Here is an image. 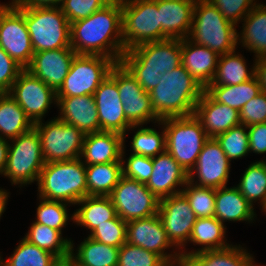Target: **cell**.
Wrapping results in <instances>:
<instances>
[{
    "instance_id": "1",
    "label": "cell",
    "mask_w": 266,
    "mask_h": 266,
    "mask_svg": "<svg viewBox=\"0 0 266 266\" xmlns=\"http://www.w3.org/2000/svg\"><path fill=\"white\" fill-rule=\"evenodd\" d=\"M71 48L77 54L101 55L121 62L122 38L121 0L109 2L86 19L70 23Z\"/></svg>"
},
{
    "instance_id": "2",
    "label": "cell",
    "mask_w": 266,
    "mask_h": 266,
    "mask_svg": "<svg viewBox=\"0 0 266 266\" xmlns=\"http://www.w3.org/2000/svg\"><path fill=\"white\" fill-rule=\"evenodd\" d=\"M204 88L182 66L161 75L160 83L149 92L152 108L161 120L194 115Z\"/></svg>"
},
{
    "instance_id": "3",
    "label": "cell",
    "mask_w": 266,
    "mask_h": 266,
    "mask_svg": "<svg viewBox=\"0 0 266 266\" xmlns=\"http://www.w3.org/2000/svg\"><path fill=\"white\" fill-rule=\"evenodd\" d=\"M36 184L38 197L75 206L87 196L86 165L80 158L45 163Z\"/></svg>"
},
{
    "instance_id": "4",
    "label": "cell",
    "mask_w": 266,
    "mask_h": 266,
    "mask_svg": "<svg viewBox=\"0 0 266 266\" xmlns=\"http://www.w3.org/2000/svg\"><path fill=\"white\" fill-rule=\"evenodd\" d=\"M236 25L225 19L208 0H196L188 39L218 55L237 50Z\"/></svg>"
},
{
    "instance_id": "5",
    "label": "cell",
    "mask_w": 266,
    "mask_h": 266,
    "mask_svg": "<svg viewBox=\"0 0 266 266\" xmlns=\"http://www.w3.org/2000/svg\"><path fill=\"white\" fill-rule=\"evenodd\" d=\"M156 126L165 129L166 150L189 173L208 136L195 115L161 119Z\"/></svg>"
},
{
    "instance_id": "6",
    "label": "cell",
    "mask_w": 266,
    "mask_h": 266,
    "mask_svg": "<svg viewBox=\"0 0 266 266\" xmlns=\"http://www.w3.org/2000/svg\"><path fill=\"white\" fill-rule=\"evenodd\" d=\"M25 23L35 53L71 47L70 23L60 7L25 8Z\"/></svg>"
},
{
    "instance_id": "7",
    "label": "cell",
    "mask_w": 266,
    "mask_h": 266,
    "mask_svg": "<svg viewBox=\"0 0 266 266\" xmlns=\"http://www.w3.org/2000/svg\"><path fill=\"white\" fill-rule=\"evenodd\" d=\"M12 143V144H11ZM45 164L41 140L33 127L9 141L8 158L3 172L12 185L23 187L38 181Z\"/></svg>"
},
{
    "instance_id": "8",
    "label": "cell",
    "mask_w": 266,
    "mask_h": 266,
    "mask_svg": "<svg viewBox=\"0 0 266 266\" xmlns=\"http://www.w3.org/2000/svg\"><path fill=\"white\" fill-rule=\"evenodd\" d=\"M124 50L161 41V24L154 0H121Z\"/></svg>"
},
{
    "instance_id": "9",
    "label": "cell",
    "mask_w": 266,
    "mask_h": 266,
    "mask_svg": "<svg viewBox=\"0 0 266 266\" xmlns=\"http://www.w3.org/2000/svg\"><path fill=\"white\" fill-rule=\"evenodd\" d=\"M41 140L45 163L80 158L85 134L58 117L34 124Z\"/></svg>"
},
{
    "instance_id": "10",
    "label": "cell",
    "mask_w": 266,
    "mask_h": 266,
    "mask_svg": "<svg viewBox=\"0 0 266 266\" xmlns=\"http://www.w3.org/2000/svg\"><path fill=\"white\" fill-rule=\"evenodd\" d=\"M115 64L105 56L76 54L56 97L93 95Z\"/></svg>"
},
{
    "instance_id": "11",
    "label": "cell",
    "mask_w": 266,
    "mask_h": 266,
    "mask_svg": "<svg viewBox=\"0 0 266 266\" xmlns=\"http://www.w3.org/2000/svg\"><path fill=\"white\" fill-rule=\"evenodd\" d=\"M116 214L126 223L158 214L159 199L145 183L121 176L109 195Z\"/></svg>"
},
{
    "instance_id": "12",
    "label": "cell",
    "mask_w": 266,
    "mask_h": 266,
    "mask_svg": "<svg viewBox=\"0 0 266 266\" xmlns=\"http://www.w3.org/2000/svg\"><path fill=\"white\" fill-rule=\"evenodd\" d=\"M0 47L24 69L35 53L25 23V7L12 1L0 12Z\"/></svg>"
},
{
    "instance_id": "13",
    "label": "cell",
    "mask_w": 266,
    "mask_h": 266,
    "mask_svg": "<svg viewBox=\"0 0 266 266\" xmlns=\"http://www.w3.org/2000/svg\"><path fill=\"white\" fill-rule=\"evenodd\" d=\"M25 111L33 124L43 121L52 104L57 105L56 92L24 69L8 92Z\"/></svg>"
},
{
    "instance_id": "14",
    "label": "cell",
    "mask_w": 266,
    "mask_h": 266,
    "mask_svg": "<svg viewBox=\"0 0 266 266\" xmlns=\"http://www.w3.org/2000/svg\"><path fill=\"white\" fill-rule=\"evenodd\" d=\"M158 215L168 239L180 252H185L197 220L186 196L181 192L160 199Z\"/></svg>"
},
{
    "instance_id": "15",
    "label": "cell",
    "mask_w": 266,
    "mask_h": 266,
    "mask_svg": "<svg viewBox=\"0 0 266 266\" xmlns=\"http://www.w3.org/2000/svg\"><path fill=\"white\" fill-rule=\"evenodd\" d=\"M230 162L216 138H208L195 166L188 173V181L200 187L213 189L227 186L231 171Z\"/></svg>"
},
{
    "instance_id": "16",
    "label": "cell",
    "mask_w": 266,
    "mask_h": 266,
    "mask_svg": "<svg viewBox=\"0 0 266 266\" xmlns=\"http://www.w3.org/2000/svg\"><path fill=\"white\" fill-rule=\"evenodd\" d=\"M98 111L100 131L116 132L127 136L132 124L126 119L117 88V63L93 94Z\"/></svg>"
},
{
    "instance_id": "17",
    "label": "cell",
    "mask_w": 266,
    "mask_h": 266,
    "mask_svg": "<svg viewBox=\"0 0 266 266\" xmlns=\"http://www.w3.org/2000/svg\"><path fill=\"white\" fill-rule=\"evenodd\" d=\"M117 88L126 119L132 125L160 121L152 108L150 94L121 62L117 63Z\"/></svg>"
},
{
    "instance_id": "18",
    "label": "cell",
    "mask_w": 266,
    "mask_h": 266,
    "mask_svg": "<svg viewBox=\"0 0 266 266\" xmlns=\"http://www.w3.org/2000/svg\"><path fill=\"white\" fill-rule=\"evenodd\" d=\"M126 242L156 253L166 262H173L181 258L180 251L168 239L158 214L127 222ZM170 248L173 251L168 253L166 250Z\"/></svg>"
},
{
    "instance_id": "19",
    "label": "cell",
    "mask_w": 266,
    "mask_h": 266,
    "mask_svg": "<svg viewBox=\"0 0 266 266\" xmlns=\"http://www.w3.org/2000/svg\"><path fill=\"white\" fill-rule=\"evenodd\" d=\"M144 71L164 75L181 65V39L141 44L125 51Z\"/></svg>"
},
{
    "instance_id": "20",
    "label": "cell",
    "mask_w": 266,
    "mask_h": 266,
    "mask_svg": "<svg viewBox=\"0 0 266 266\" xmlns=\"http://www.w3.org/2000/svg\"><path fill=\"white\" fill-rule=\"evenodd\" d=\"M76 54L71 47L40 51L33 54L31 63L26 70L57 92L68 75Z\"/></svg>"
},
{
    "instance_id": "21",
    "label": "cell",
    "mask_w": 266,
    "mask_h": 266,
    "mask_svg": "<svg viewBox=\"0 0 266 266\" xmlns=\"http://www.w3.org/2000/svg\"><path fill=\"white\" fill-rule=\"evenodd\" d=\"M152 164V175L146 186L159 200L182 192L189 180L188 173L167 150L153 157Z\"/></svg>"
},
{
    "instance_id": "22",
    "label": "cell",
    "mask_w": 266,
    "mask_h": 266,
    "mask_svg": "<svg viewBox=\"0 0 266 266\" xmlns=\"http://www.w3.org/2000/svg\"><path fill=\"white\" fill-rule=\"evenodd\" d=\"M157 3L161 41L185 39L188 37L193 20L196 0H154Z\"/></svg>"
},
{
    "instance_id": "23",
    "label": "cell",
    "mask_w": 266,
    "mask_h": 266,
    "mask_svg": "<svg viewBox=\"0 0 266 266\" xmlns=\"http://www.w3.org/2000/svg\"><path fill=\"white\" fill-rule=\"evenodd\" d=\"M194 115L201 122L208 138H216L241 124L238 110L216 102L205 90L195 106Z\"/></svg>"
},
{
    "instance_id": "24",
    "label": "cell",
    "mask_w": 266,
    "mask_h": 266,
    "mask_svg": "<svg viewBox=\"0 0 266 266\" xmlns=\"http://www.w3.org/2000/svg\"><path fill=\"white\" fill-rule=\"evenodd\" d=\"M59 115L62 121L74 125L85 135L100 132L98 111L93 95L57 97Z\"/></svg>"
},
{
    "instance_id": "25",
    "label": "cell",
    "mask_w": 266,
    "mask_h": 266,
    "mask_svg": "<svg viewBox=\"0 0 266 266\" xmlns=\"http://www.w3.org/2000/svg\"><path fill=\"white\" fill-rule=\"evenodd\" d=\"M124 136L116 132L100 131L86 134L81 161L85 165L122 161Z\"/></svg>"
},
{
    "instance_id": "26",
    "label": "cell",
    "mask_w": 266,
    "mask_h": 266,
    "mask_svg": "<svg viewBox=\"0 0 266 266\" xmlns=\"http://www.w3.org/2000/svg\"><path fill=\"white\" fill-rule=\"evenodd\" d=\"M219 55L188 38L181 39V65L205 89L213 80Z\"/></svg>"
},
{
    "instance_id": "27",
    "label": "cell",
    "mask_w": 266,
    "mask_h": 266,
    "mask_svg": "<svg viewBox=\"0 0 266 266\" xmlns=\"http://www.w3.org/2000/svg\"><path fill=\"white\" fill-rule=\"evenodd\" d=\"M214 217L223 224L227 221H246L250 224L257 218L255 209L236 185L230 188L224 186L216 189Z\"/></svg>"
},
{
    "instance_id": "28",
    "label": "cell",
    "mask_w": 266,
    "mask_h": 266,
    "mask_svg": "<svg viewBox=\"0 0 266 266\" xmlns=\"http://www.w3.org/2000/svg\"><path fill=\"white\" fill-rule=\"evenodd\" d=\"M226 225L221 223L216 217L197 218L193 225L192 233L188 243L199 245L201 248H196L191 251L180 252L181 258L190 257L193 254L207 251L219 250L230 247L232 244L227 243Z\"/></svg>"
},
{
    "instance_id": "29",
    "label": "cell",
    "mask_w": 266,
    "mask_h": 266,
    "mask_svg": "<svg viewBox=\"0 0 266 266\" xmlns=\"http://www.w3.org/2000/svg\"><path fill=\"white\" fill-rule=\"evenodd\" d=\"M241 22L237 45L255 53V58L266 55V5L258 2Z\"/></svg>"
},
{
    "instance_id": "30",
    "label": "cell",
    "mask_w": 266,
    "mask_h": 266,
    "mask_svg": "<svg viewBox=\"0 0 266 266\" xmlns=\"http://www.w3.org/2000/svg\"><path fill=\"white\" fill-rule=\"evenodd\" d=\"M236 52L234 50L230 53L219 55L215 76L208 86L238 85L256 76L255 57L252 68H248L245 57Z\"/></svg>"
},
{
    "instance_id": "31",
    "label": "cell",
    "mask_w": 266,
    "mask_h": 266,
    "mask_svg": "<svg viewBox=\"0 0 266 266\" xmlns=\"http://www.w3.org/2000/svg\"><path fill=\"white\" fill-rule=\"evenodd\" d=\"M184 260L187 266H261L255 263L253 255L240 244H232L225 249L202 251Z\"/></svg>"
},
{
    "instance_id": "32",
    "label": "cell",
    "mask_w": 266,
    "mask_h": 266,
    "mask_svg": "<svg viewBox=\"0 0 266 266\" xmlns=\"http://www.w3.org/2000/svg\"><path fill=\"white\" fill-rule=\"evenodd\" d=\"M76 205L81 206L76 209L74 221L78 226H83L90 233L98 226L112 220L117 214L115 207L109 196H86Z\"/></svg>"
},
{
    "instance_id": "33",
    "label": "cell",
    "mask_w": 266,
    "mask_h": 266,
    "mask_svg": "<svg viewBox=\"0 0 266 266\" xmlns=\"http://www.w3.org/2000/svg\"><path fill=\"white\" fill-rule=\"evenodd\" d=\"M71 241L70 260L77 266H117L119 248L100 243L87 236L74 250ZM76 253H75V252Z\"/></svg>"
},
{
    "instance_id": "34",
    "label": "cell",
    "mask_w": 266,
    "mask_h": 266,
    "mask_svg": "<svg viewBox=\"0 0 266 266\" xmlns=\"http://www.w3.org/2000/svg\"><path fill=\"white\" fill-rule=\"evenodd\" d=\"M34 127L25 111L8 93H0V137L12 140Z\"/></svg>"
},
{
    "instance_id": "35",
    "label": "cell",
    "mask_w": 266,
    "mask_h": 266,
    "mask_svg": "<svg viewBox=\"0 0 266 266\" xmlns=\"http://www.w3.org/2000/svg\"><path fill=\"white\" fill-rule=\"evenodd\" d=\"M122 175V161L86 165L87 196H109Z\"/></svg>"
},
{
    "instance_id": "36",
    "label": "cell",
    "mask_w": 266,
    "mask_h": 266,
    "mask_svg": "<svg viewBox=\"0 0 266 266\" xmlns=\"http://www.w3.org/2000/svg\"><path fill=\"white\" fill-rule=\"evenodd\" d=\"M62 234L60 231L49 226L33 222L23 238L39 248L52 253L59 260H67L70 259L72 240L62 237Z\"/></svg>"
},
{
    "instance_id": "37",
    "label": "cell",
    "mask_w": 266,
    "mask_h": 266,
    "mask_svg": "<svg viewBox=\"0 0 266 266\" xmlns=\"http://www.w3.org/2000/svg\"><path fill=\"white\" fill-rule=\"evenodd\" d=\"M205 91L218 103L238 111L252 98L262 92L257 76L238 85L207 86Z\"/></svg>"
},
{
    "instance_id": "38",
    "label": "cell",
    "mask_w": 266,
    "mask_h": 266,
    "mask_svg": "<svg viewBox=\"0 0 266 266\" xmlns=\"http://www.w3.org/2000/svg\"><path fill=\"white\" fill-rule=\"evenodd\" d=\"M241 177L236 187L252 207L259 200L263 209L266 206V160L252 162Z\"/></svg>"
},
{
    "instance_id": "39",
    "label": "cell",
    "mask_w": 266,
    "mask_h": 266,
    "mask_svg": "<svg viewBox=\"0 0 266 266\" xmlns=\"http://www.w3.org/2000/svg\"><path fill=\"white\" fill-rule=\"evenodd\" d=\"M134 129L136 131L130 146L132 154L153 158L166 150L164 127L161 129V133L143 125H132L128 131H134Z\"/></svg>"
},
{
    "instance_id": "40",
    "label": "cell",
    "mask_w": 266,
    "mask_h": 266,
    "mask_svg": "<svg viewBox=\"0 0 266 266\" xmlns=\"http://www.w3.org/2000/svg\"><path fill=\"white\" fill-rule=\"evenodd\" d=\"M59 261L52 253L22 238L3 266H55Z\"/></svg>"
},
{
    "instance_id": "41",
    "label": "cell",
    "mask_w": 266,
    "mask_h": 266,
    "mask_svg": "<svg viewBox=\"0 0 266 266\" xmlns=\"http://www.w3.org/2000/svg\"><path fill=\"white\" fill-rule=\"evenodd\" d=\"M37 198L39 199V205L36 208V220L34 222L49 226L62 233V230L68 224L67 222L70 219L74 221V214L69 215V209H67L69 206H72L71 204L63 201L47 200L41 197Z\"/></svg>"
},
{
    "instance_id": "42",
    "label": "cell",
    "mask_w": 266,
    "mask_h": 266,
    "mask_svg": "<svg viewBox=\"0 0 266 266\" xmlns=\"http://www.w3.org/2000/svg\"><path fill=\"white\" fill-rule=\"evenodd\" d=\"M216 140L230 161L240 159L250 153L248 128L243 124L218 135Z\"/></svg>"
},
{
    "instance_id": "43",
    "label": "cell",
    "mask_w": 266,
    "mask_h": 266,
    "mask_svg": "<svg viewBox=\"0 0 266 266\" xmlns=\"http://www.w3.org/2000/svg\"><path fill=\"white\" fill-rule=\"evenodd\" d=\"M216 189L200 187L187 182L182 193L188 199L190 206L197 218L212 217L215 213Z\"/></svg>"
},
{
    "instance_id": "44",
    "label": "cell",
    "mask_w": 266,
    "mask_h": 266,
    "mask_svg": "<svg viewBox=\"0 0 266 266\" xmlns=\"http://www.w3.org/2000/svg\"><path fill=\"white\" fill-rule=\"evenodd\" d=\"M166 263L160 255L127 242L119 248L117 266H163Z\"/></svg>"
},
{
    "instance_id": "45",
    "label": "cell",
    "mask_w": 266,
    "mask_h": 266,
    "mask_svg": "<svg viewBox=\"0 0 266 266\" xmlns=\"http://www.w3.org/2000/svg\"><path fill=\"white\" fill-rule=\"evenodd\" d=\"M126 235L127 223L116 215L112 220L98 225L88 236L100 243L120 248L126 242Z\"/></svg>"
},
{
    "instance_id": "46",
    "label": "cell",
    "mask_w": 266,
    "mask_h": 266,
    "mask_svg": "<svg viewBox=\"0 0 266 266\" xmlns=\"http://www.w3.org/2000/svg\"><path fill=\"white\" fill-rule=\"evenodd\" d=\"M125 142L122 150V171L125 177L141 183H147L153 171L152 158L142 155L130 154L126 160Z\"/></svg>"
},
{
    "instance_id": "47",
    "label": "cell",
    "mask_w": 266,
    "mask_h": 266,
    "mask_svg": "<svg viewBox=\"0 0 266 266\" xmlns=\"http://www.w3.org/2000/svg\"><path fill=\"white\" fill-rule=\"evenodd\" d=\"M107 0H63L60 9L69 23L86 19L95 11L102 9Z\"/></svg>"
},
{
    "instance_id": "48",
    "label": "cell",
    "mask_w": 266,
    "mask_h": 266,
    "mask_svg": "<svg viewBox=\"0 0 266 266\" xmlns=\"http://www.w3.org/2000/svg\"><path fill=\"white\" fill-rule=\"evenodd\" d=\"M223 17L231 23L239 24L257 4V0H208Z\"/></svg>"
},
{
    "instance_id": "49",
    "label": "cell",
    "mask_w": 266,
    "mask_h": 266,
    "mask_svg": "<svg viewBox=\"0 0 266 266\" xmlns=\"http://www.w3.org/2000/svg\"><path fill=\"white\" fill-rule=\"evenodd\" d=\"M239 120L245 126L266 122V92L262 91L241 108Z\"/></svg>"
},
{
    "instance_id": "50",
    "label": "cell",
    "mask_w": 266,
    "mask_h": 266,
    "mask_svg": "<svg viewBox=\"0 0 266 266\" xmlns=\"http://www.w3.org/2000/svg\"><path fill=\"white\" fill-rule=\"evenodd\" d=\"M121 63L136 78L137 82L146 92L153 90L161 81V74L144 71L126 52L123 53Z\"/></svg>"
},
{
    "instance_id": "51",
    "label": "cell",
    "mask_w": 266,
    "mask_h": 266,
    "mask_svg": "<svg viewBox=\"0 0 266 266\" xmlns=\"http://www.w3.org/2000/svg\"><path fill=\"white\" fill-rule=\"evenodd\" d=\"M24 68L0 47V93L9 92Z\"/></svg>"
},
{
    "instance_id": "52",
    "label": "cell",
    "mask_w": 266,
    "mask_h": 266,
    "mask_svg": "<svg viewBox=\"0 0 266 266\" xmlns=\"http://www.w3.org/2000/svg\"><path fill=\"white\" fill-rule=\"evenodd\" d=\"M247 128L250 153H266V122L253 124L247 126Z\"/></svg>"
},
{
    "instance_id": "53",
    "label": "cell",
    "mask_w": 266,
    "mask_h": 266,
    "mask_svg": "<svg viewBox=\"0 0 266 266\" xmlns=\"http://www.w3.org/2000/svg\"><path fill=\"white\" fill-rule=\"evenodd\" d=\"M63 0H13L17 7H60Z\"/></svg>"
},
{
    "instance_id": "54",
    "label": "cell",
    "mask_w": 266,
    "mask_h": 266,
    "mask_svg": "<svg viewBox=\"0 0 266 266\" xmlns=\"http://www.w3.org/2000/svg\"><path fill=\"white\" fill-rule=\"evenodd\" d=\"M256 59V76L259 79L260 86L263 92H266V55Z\"/></svg>"
},
{
    "instance_id": "55",
    "label": "cell",
    "mask_w": 266,
    "mask_h": 266,
    "mask_svg": "<svg viewBox=\"0 0 266 266\" xmlns=\"http://www.w3.org/2000/svg\"><path fill=\"white\" fill-rule=\"evenodd\" d=\"M8 149H9V140L0 137V175H3V172L6 167V162L8 158Z\"/></svg>"
},
{
    "instance_id": "56",
    "label": "cell",
    "mask_w": 266,
    "mask_h": 266,
    "mask_svg": "<svg viewBox=\"0 0 266 266\" xmlns=\"http://www.w3.org/2000/svg\"><path fill=\"white\" fill-rule=\"evenodd\" d=\"M10 192H7L6 189L0 188V218L3 215V213L6 211L8 198L10 197Z\"/></svg>"
},
{
    "instance_id": "57",
    "label": "cell",
    "mask_w": 266,
    "mask_h": 266,
    "mask_svg": "<svg viewBox=\"0 0 266 266\" xmlns=\"http://www.w3.org/2000/svg\"><path fill=\"white\" fill-rule=\"evenodd\" d=\"M163 266H187V264L183 258H180L179 260H175L173 262H167Z\"/></svg>"
},
{
    "instance_id": "58",
    "label": "cell",
    "mask_w": 266,
    "mask_h": 266,
    "mask_svg": "<svg viewBox=\"0 0 266 266\" xmlns=\"http://www.w3.org/2000/svg\"><path fill=\"white\" fill-rule=\"evenodd\" d=\"M55 266H72V261L70 259L60 260Z\"/></svg>"
},
{
    "instance_id": "59",
    "label": "cell",
    "mask_w": 266,
    "mask_h": 266,
    "mask_svg": "<svg viewBox=\"0 0 266 266\" xmlns=\"http://www.w3.org/2000/svg\"><path fill=\"white\" fill-rule=\"evenodd\" d=\"M8 3H6V4H1L0 3V12H1V10L7 5Z\"/></svg>"
},
{
    "instance_id": "60",
    "label": "cell",
    "mask_w": 266,
    "mask_h": 266,
    "mask_svg": "<svg viewBox=\"0 0 266 266\" xmlns=\"http://www.w3.org/2000/svg\"><path fill=\"white\" fill-rule=\"evenodd\" d=\"M0 255H1V253H0ZM5 259H3L1 256H0V266H3V261H4Z\"/></svg>"
},
{
    "instance_id": "61",
    "label": "cell",
    "mask_w": 266,
    "mask_h": 266,
    "mask_svg": "<svg viewBox=\"0 0 266 266\" xmlns=\"http://www.w3.org/2000/svg\"><path fill=\"white\" fill-rule=\"evenodd\" d=\"M260 210H262L261 212H265V214H266V206L263 209H260Z\"/></svg>"
}]
</instances>
